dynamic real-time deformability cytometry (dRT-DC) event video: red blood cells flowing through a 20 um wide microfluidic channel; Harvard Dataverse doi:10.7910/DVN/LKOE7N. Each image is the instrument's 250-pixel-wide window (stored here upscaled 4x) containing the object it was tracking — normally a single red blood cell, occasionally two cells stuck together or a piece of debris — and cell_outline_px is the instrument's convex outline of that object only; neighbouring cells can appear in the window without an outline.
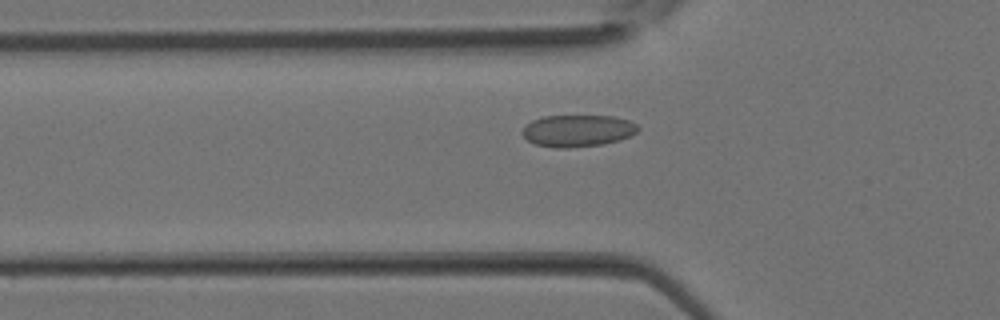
{"species": "Egyptian fruit bat (a non-hibernating species)", "species_latin": "Rousettus aegyptiacus", "temperature_condition": "room temperature", "stored_images_in_passage": 34, "camera_frame_rate_fps": 3000, "um_per_image_px": 0.085, "animal": {"sex": "female"}, "frame": {"image": 1, "passage_image": 10, "time_ms": 3.0, "image_size_px": [1000, 320], "cell_outline_px": [[640, 128], [636, 132], [620, 140], [604, 144], [564, 148], [556, 148], [536, 144], [528, 140], [520, 132], [532, 120], [544, 116], [612, 116], [628, 120], [636, 124]], "centroid_in_image_um": [49.1, 11.11], "position_along_channel_um": 76.7, "area_um2": 21.33}}
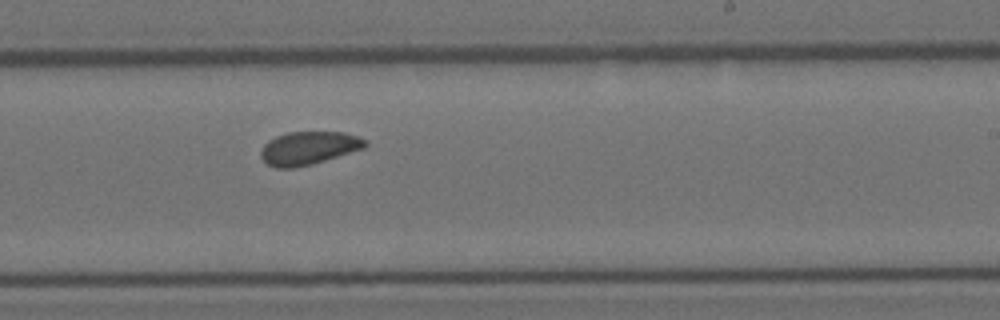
{"frame": {"image": 2, "passage_image": 20, "time_ms": 6.333, "image_size_px": [1000, 320], "cell_outline_px": [[368, 144], [364, 148], [312, 164], [292, 168], [276, 168], [268, 164], [260, 156], [260, 152], [264, 144], [268, 140], [276, 136], [288, 132], [344, 132], [368, 140]], "centroid_in_image_um": [26.23, 12.58], "position_along_channel_um": 262.8, "area_um2": 20.11}}
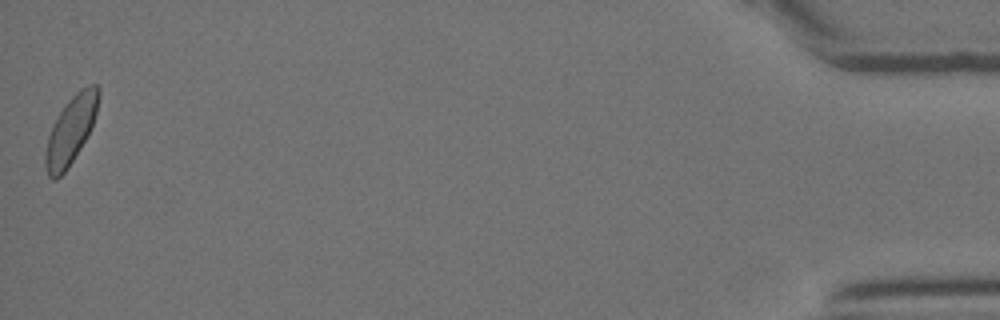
{"frame": {"image": 3, "passage_image": 34, "time_ms": 11.0, "image_size_px": [1000, 320], "cell_outline_px": [[100, 96], [92, 128], [80, 148], [64, 172], [56, 180], [52, 180], [48, 176], [44, 164], [44, 152], [48, 136], [52, 124], [64, 104], [80, 88], [88, 84], [96, 84], [100, 88]], "centroid_in_image_um": [6.01, 11.03], "position_along_channel_um": 429.2, "area_um2": 21.15}}